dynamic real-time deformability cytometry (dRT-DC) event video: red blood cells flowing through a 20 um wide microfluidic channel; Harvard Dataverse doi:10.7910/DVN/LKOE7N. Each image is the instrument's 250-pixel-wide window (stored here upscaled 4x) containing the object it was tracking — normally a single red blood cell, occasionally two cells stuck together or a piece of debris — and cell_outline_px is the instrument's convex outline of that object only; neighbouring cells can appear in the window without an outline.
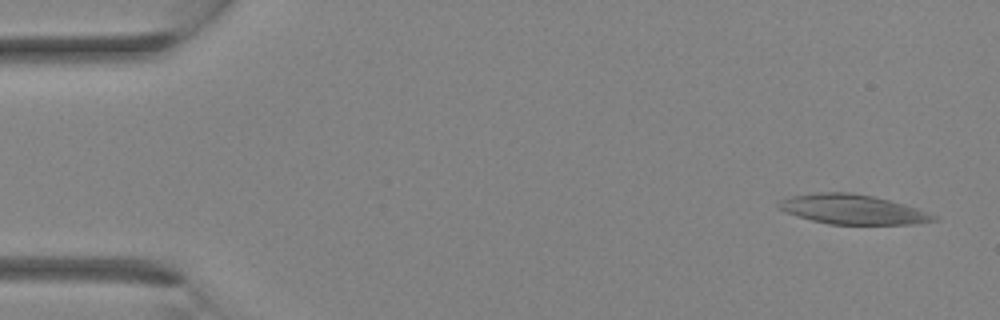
{"species": "Egyptian fruit bat (a non-hibernating species)", "species_latin": "Rousettus aegyptiacus", "temperature_condition": "room temperature", "stored_images_in_passage": 32, "camera_frame_rate_fps": 3000, "um_per_image_px": 0.085, "animal": {"sex": "female"}, "frame": {"image": 1, "passage_image": 2, "time_ms": 0.333, "image_size_px": [1000, 320], "cell_outline_px": [[936, 220], [916, 224], [828, 224], [812, 220], [784, 212], [776, 204], [780, 200], [792, 196], [816, 192], [852, 192], [872, 196], [904, 204], [916, 208], [936, 216]], "centroid_in_image_um": [72.43, 17.79], "position_along_channel_um": 12.6, "area_um2": 26.53}}
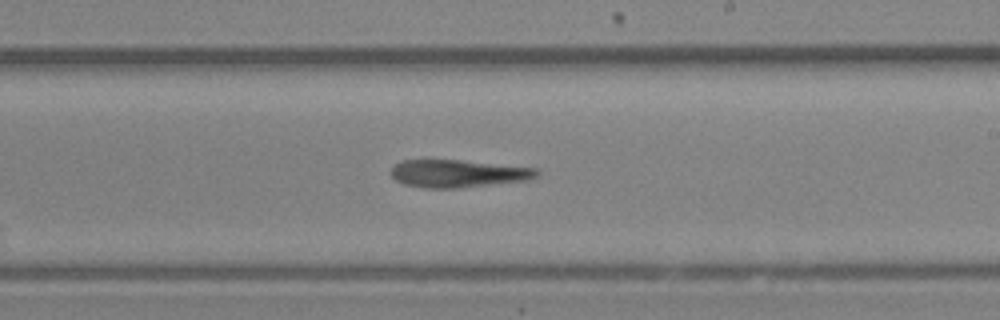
{"frame": {"image": 2, "passage_image": 19, "time_ms": 6.0, "image_size_px": [1000, 320], "cell_outline_px": [[540, 172], [536, 176], [528, 180], [460, 188], [424, 188], [404, 184], [396, 180], [388, 172], [400, 160], [460, 160], [540, 168]], "centroid_in_image_um": [38.94, 14.75], "position_along_channel_um": 250.1, "area_um2": 23.64}}
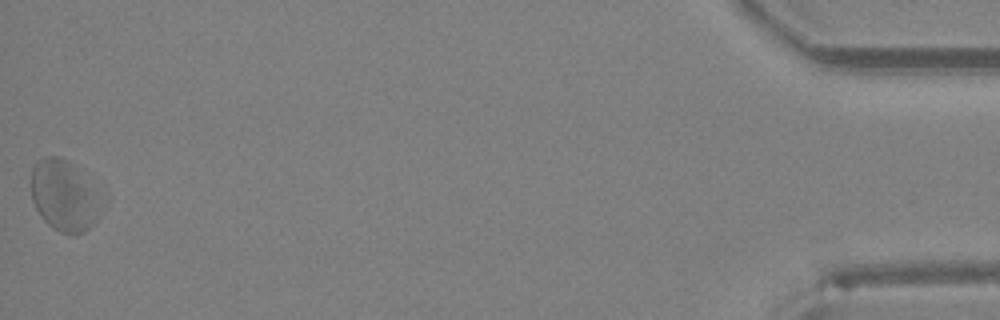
{"frame": {"image": 3, "passage_image": 32, "time_ms": 10.333, "image_size_px": [1000, 320], "cell_outline_px": [[108, 200], [104, 208], [96, 220], [84, 232], [60, 232], [52, 228], [40, 216], [32, 200], [32, 168], [36, 160], [44, 156], [56, 156], [72, 164], [108, 192]], "centroid_in_image_um": [5.6, 16.6], "position_along_channel_um": 429.6, "area_um2": 30.46}}